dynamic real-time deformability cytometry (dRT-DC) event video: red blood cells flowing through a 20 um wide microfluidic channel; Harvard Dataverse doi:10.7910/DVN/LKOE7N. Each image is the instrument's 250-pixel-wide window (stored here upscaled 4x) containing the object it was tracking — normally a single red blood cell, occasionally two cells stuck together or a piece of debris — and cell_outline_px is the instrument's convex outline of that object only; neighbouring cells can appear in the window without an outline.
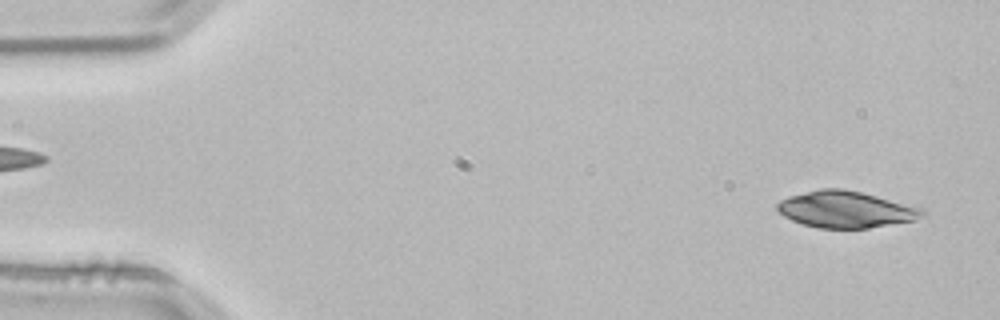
{"species": "common noctule bat (a hibernating species)", "species_latin": "Nyctalus noctula", "temperature_condition": "room temperature", "stored_images_in_passage": 51, "camera_frame_rate_fps": 3000, "um_per_image_px": 0.085, "animal": {"sex": "male", "body_mass_g": 21.5, "forearm_length_mm": 52.0}, "frame": {"image": 1, "passage_image": 2, "time_ms": 0.333, "image_size_px": [1000, 320], "cell_outline_px": [[928, 216], [912, 220], [868, 228], [820, 228], [804, 224], [792, 220], [784, 216], [776, 208], [776, 204], [780, 200], [788, 196], [820, 188], [840, 188], [860, 192], [876, 196], [920, 208]], "centroid_in_image_um": [71.84, 17.8], "position_along_channel_um": 13.2, "area_um2": 30.52}}
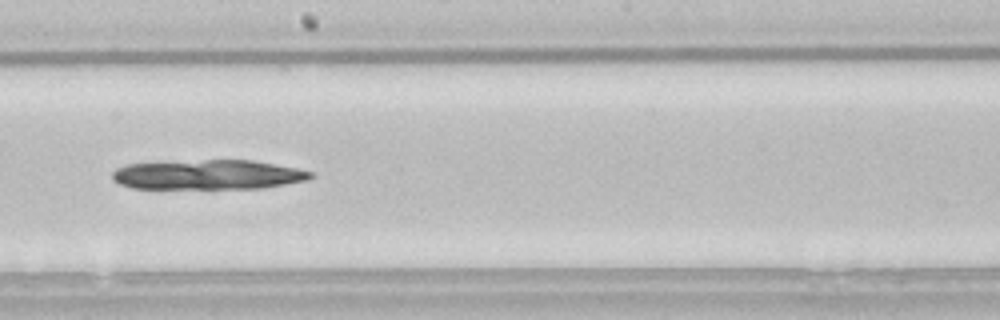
{"frame": {"image": 2, "passage_image": 28, "time_ms": 9.0, "image_size_px": [1000, 320], "cell_outline_px": [[312, 176], [308, 180], [264, 188], [132, 188], [120, 184], [112, 180], [112, 172], [116, 168], [128, 164], [204, 160], [252, 160], [296, 168], [312, 172]], "centroid_in_image_um": [17.67, 14.85], "position_along_channel_um": 230.5, "area_um2": 34.04}}